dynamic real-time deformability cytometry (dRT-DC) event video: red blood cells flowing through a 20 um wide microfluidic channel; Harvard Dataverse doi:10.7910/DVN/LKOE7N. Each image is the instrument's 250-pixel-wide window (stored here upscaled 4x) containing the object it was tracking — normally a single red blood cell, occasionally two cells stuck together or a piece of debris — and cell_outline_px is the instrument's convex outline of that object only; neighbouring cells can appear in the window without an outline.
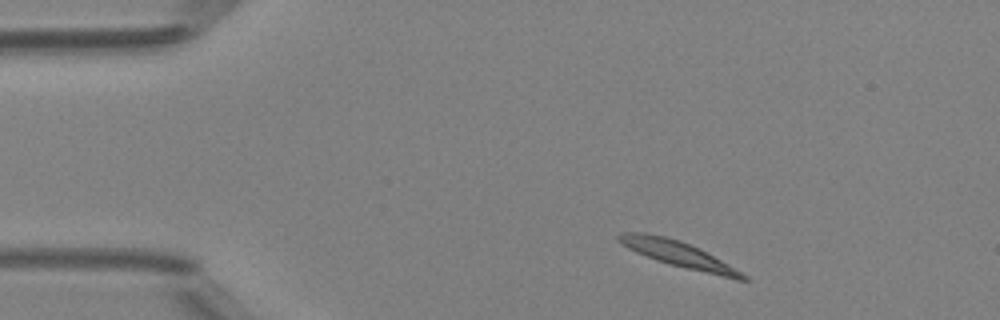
{"species": "Egyptian fruit bat (a non-hibernating species)", "species_latin": "Rousettus aegyptiacus", "temperature_condition": "room temperature", "stored_images_in_passage": 3, "camera_frame_rate_fps": 3000, "um_per_image_px": 0.085, "animal": {"sex": "female"}, "frame": {"image": 1, "passage_image": 1, "time_ms": 0.0, "image_size_px": [1000, 320], "cell_outline_px": [[748, 280], [736, 280], [668, 264], [656, 260], [636, 252], [620, 244], [616, 240], [616, 236], [620, 232], [644, 232], [664, 236], [680, 240], [728, 264], [748, 276]], "centroid_in_image_um": [57.59, 21.6], "position_along_channel_um": 27.4, "area_um2": 18.55}}